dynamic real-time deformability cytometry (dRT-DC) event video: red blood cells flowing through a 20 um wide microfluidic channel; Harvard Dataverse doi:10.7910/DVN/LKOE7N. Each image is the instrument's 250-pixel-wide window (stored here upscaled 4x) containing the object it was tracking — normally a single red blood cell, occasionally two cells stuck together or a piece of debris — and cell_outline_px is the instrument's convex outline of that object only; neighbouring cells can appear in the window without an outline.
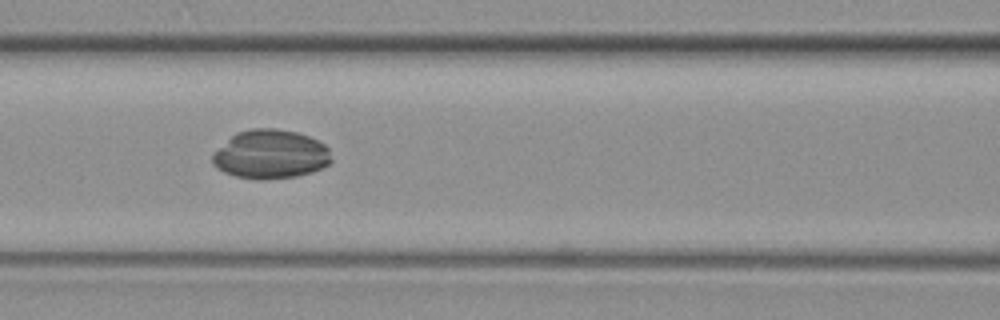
{"species": "common noctule bat (a hibernating species)", "species_latin": "Nyctalus noctula", "temperature_condition": "warm", "stored_images_in_passage": 58, "camera_frame_rate_fps": 3000, "um_per_image_px": 0.085, "animal": {"sex": "female", "body_mass_g": 19.3, "forearm_length_mm": 54.1}, "frame": {"image": 1, "passage_image": 23, "time_ms": 7.333, "image_size_px": [1000, 320], "cell_outline_px": [[332, 160], [328, 164], [312, 172], [296, 176], [264, 180], [260, 180], [236, 176], [224, 172], [216, 168], [212, 164], [212, 156], [236, 132], [252, 128], [276, 128], [296, 132], [308, 136], [324, 144], [328, 148]], "centroid_in_image_um": [23.0, 13.12], "position_along_channel_um": 143.6, "area_um2": 33.7}}
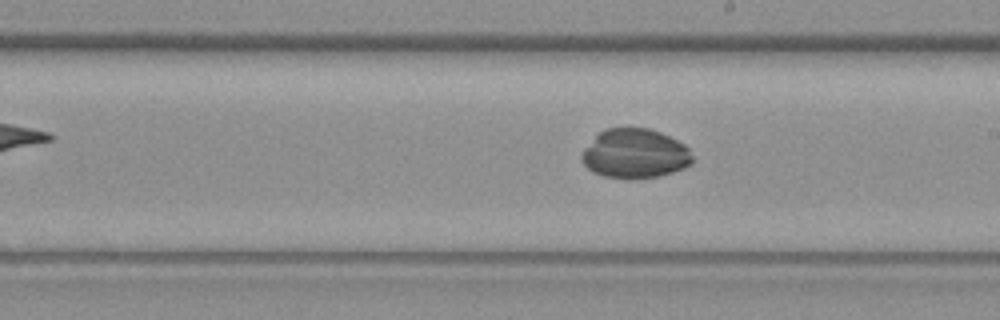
{"frame": {"image": 2, "passage_image": 31, "time_ms": 10.0, "image_size_px": [1000, 320], "cell_outline_px": [[692, 164], [684, 168], [660, 176], [636, 180], [628, 180], [604, 176], [592, 172], [580, 160], [580, 156], [584, 148], [604, 128], [648, 128], [660, 132], [684, 144], [688, 148], [692, 156]], "centroid_in_image_um": [53.95, 13.09], "position_along_channel_um": 235.0, "area_um2": 32.19}}
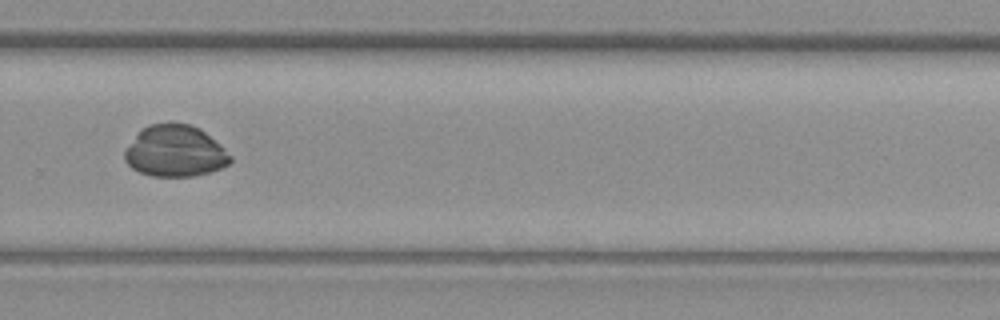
{"frame": {"image": 3, "passage_image": 38, "time_ms": 12.333, "image_size_px": [1000, 320], "cell_outline_px": [[232, 160], [228, 164], [220, 168], [208, 172], [192, 176], [152, 176], [140, 172], [132, 168], [124, 160], [124, 152], [140, 128], [148, 124], [188, 124], [200, 128], [220, 144], [232, 156]], "centroid_in_image_um": [14.87, 12.85], "position_along_channel_um": 314.9, "area_um2": 31.5}}